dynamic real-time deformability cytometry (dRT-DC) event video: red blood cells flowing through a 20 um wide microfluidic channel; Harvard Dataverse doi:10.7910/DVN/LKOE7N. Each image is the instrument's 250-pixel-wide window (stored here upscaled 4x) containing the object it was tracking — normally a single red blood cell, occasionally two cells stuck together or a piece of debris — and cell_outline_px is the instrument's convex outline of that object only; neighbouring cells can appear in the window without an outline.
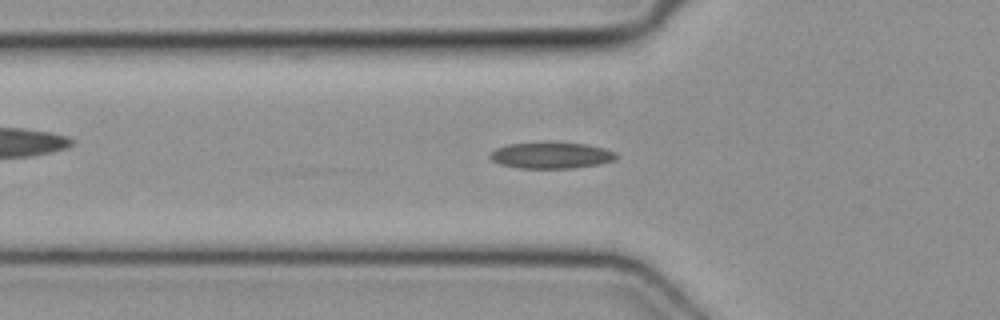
{"species": "common noctule bat (a hibernating species)", "species_latin": "Nyctalus noctula", "temperature_condition": "cold", "stored_images_in_passage": 45, "camera_frame_rate_fps": 3000, "um_per_image_px": 0.085, "animal": {"sex": "female", "body_mass_g": 19.3, "forearm_length_mm": 54.1}, "frame": {"image": 1, "passage_image": 12, "time_ms": 3.667, "image_size_px": [1000, 320], "cell_outline_px": [[616, 160], [600, 164], [572, 168], [516, 168], [500, 164], [492, 160], [488, 156], [496, 148], [508, 144], [588, 144], [604, 148], [616, 152]], "centroid_in_image_um": [46.87, 13.23], "position_along_channel_um": 78.9, "area_um2": 18.84}}
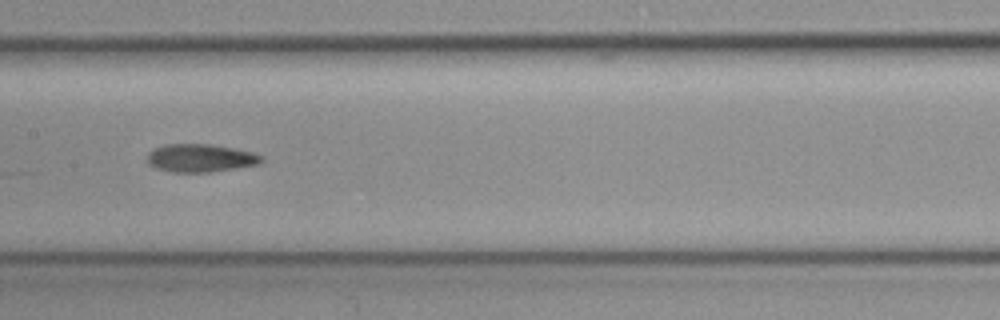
{"frame": {"image": 2, "passage_image": 20, "time_ms": 6.333, "image_size_px": [1000, 320], "cell_outline_px": [[264, 160], [260, 164], [212, 172], [172, 172], [156, 168], [148, 164], [148, 152], [152, 148], [164, 144], [208, 144], [232, 148], [252, 152], [264, 156]], "centroid_in_image_um": [17.03, 13.43], "position_along_channel_um": 190.4, "area_um2": 18.79}}
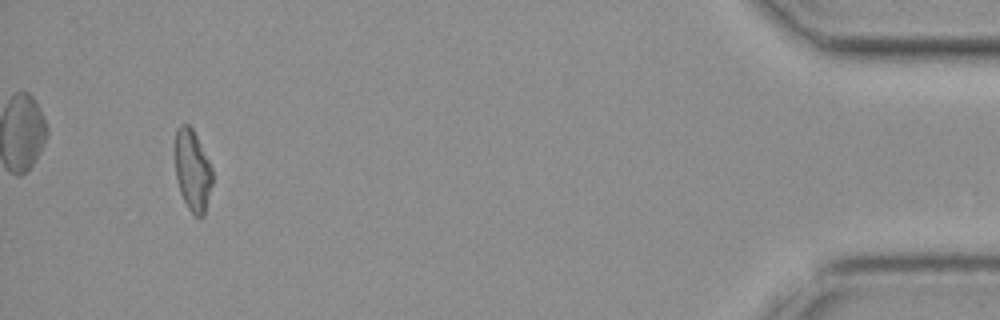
{"frame": {"image": 3, "passage_image": 42, "time_ms": 13.667, "image_size_px": [1000, 320], "cell_outline_px": [[212, 184], [204, 216], [196, 216], [188, 208], [180, 192], [176, 180], [176, 128], [180, 124], [188, 124], [192, 128], [212, 168]], "centroid_in_image_um": [16.36, 14.5], "position_along_channel_um": 418.8, "area_um2": 17.4}}